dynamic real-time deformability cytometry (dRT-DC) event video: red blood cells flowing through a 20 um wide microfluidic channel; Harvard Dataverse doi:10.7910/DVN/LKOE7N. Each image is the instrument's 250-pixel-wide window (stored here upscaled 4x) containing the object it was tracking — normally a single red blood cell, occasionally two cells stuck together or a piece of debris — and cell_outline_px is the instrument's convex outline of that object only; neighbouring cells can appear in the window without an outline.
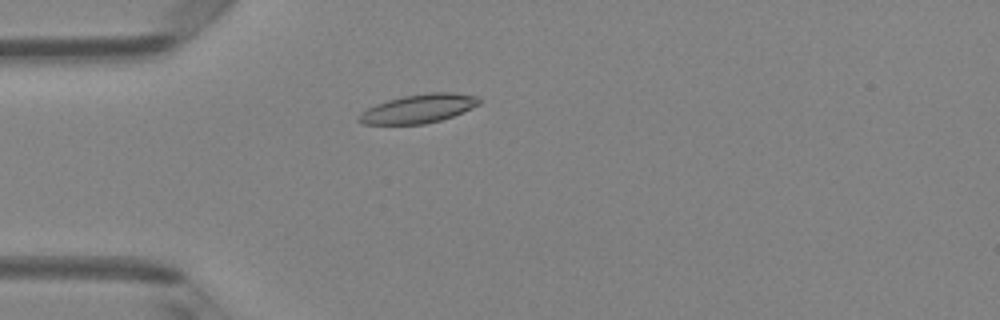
{"species": "Egyptian fruit bat (a non-hibernating species)", "species_latin": "Rousettus aegyptiacus", "temperature_condition": "room temperature", "stored_images_in_passage": 4, "camera_frame_rate_fps": 3000, "um_per_image_px": 0.085, "animal": {"sex": "female"}, "frame": {"image": 1, "passage_image": 4, "time_ms": 3.333, "image_size_px": [1000, 320], "cell_outline_px": [[480, 104], [472, 108], [452, 116], [440, 120], [424, 124], [364, 124], [356, 120], [356, 116], [360, 112], [376, 104], [388, 100], [404, 96], [428, 92], [452, 92], [476, 96], [480, 100]], "centroid_in_image_um": [35.54, 9.23], "position_along_channel_um": 49.5, "area_um2": 20.11}}